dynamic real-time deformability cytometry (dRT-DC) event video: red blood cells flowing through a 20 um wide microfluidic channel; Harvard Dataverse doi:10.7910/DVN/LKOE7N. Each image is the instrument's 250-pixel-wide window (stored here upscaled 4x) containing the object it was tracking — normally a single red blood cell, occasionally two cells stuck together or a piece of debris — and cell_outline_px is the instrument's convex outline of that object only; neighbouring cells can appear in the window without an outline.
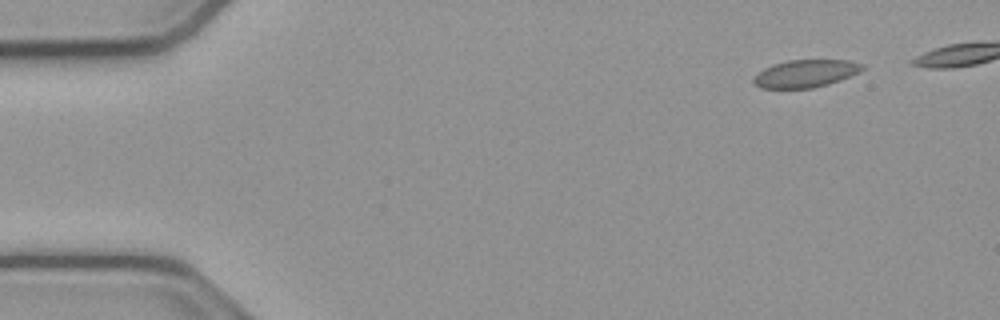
{"species": "common noctule bat (a hibernating species)", "species_latin": "Nyctalus noctula", "temperature_condition": "cold", "stored_images_in_passage": 43, "camera_frame_rate_fps": 3000, "um_per_image_px": 0.085, "animal": {"sex": "male", "body_mass_g": 23.1, "forearm_length_mm": 52.7}, "frame": {"image": 1, "passage_image": 1, "time_ms": 0.0, "image_size_px": [1000, 320], "cell_outline_px": [[864, 68], [860, 72], [840, 80], [828, 84], [812, 88], [760, 88], [752, 84], [752, 76], [756, 72], [772, 64], [788, 60], [852, 60], [864, 64]], "centroid_in_image_um": [68.43, 6.25], "position_along_channel_um": 16.6, "area_um2": 17.8}}
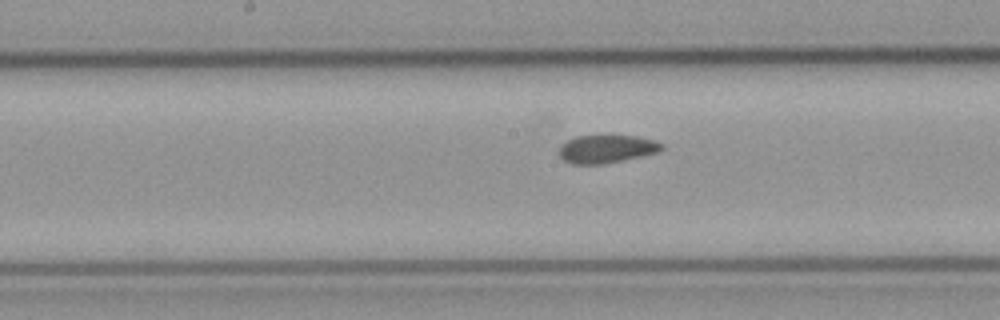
{"frame": {"image": 2, "passage_image": 23, "time_ms": 7.333, "image_size_px": [1000, 320], "cell_outline_px": [[664, 148], [656, 152], [640, 156], [604, 164], [572, 164], [564, 160], [556, 152], [568, 140], [576, 136], [608, 132], [612, 132], [636, 136], [652, 140], [664, 144]], "centroid_in_image_um": [51.54, 12.6], "position_along_channel_um": 196.7, "area_um2": 17.46}}
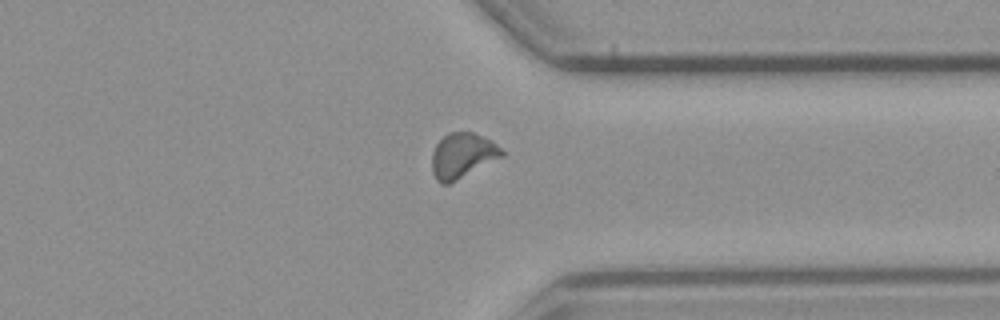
{"frame": {"image": 3, "passage_image": 37, "time_ms": 12.0, "image_size_px": [1000, 320], "cell_outline_px": [[504, 156], [448, 184], [440, 184], [436, 180], [432, 172], [432, 152], [436, 144], [448, 132], [472, 132], [492, 140], [504, 152]], "centroid_in_image_um": [39.29, 13.22], "position_along_channel_um": 372.1, "area_um2": 18.32}}